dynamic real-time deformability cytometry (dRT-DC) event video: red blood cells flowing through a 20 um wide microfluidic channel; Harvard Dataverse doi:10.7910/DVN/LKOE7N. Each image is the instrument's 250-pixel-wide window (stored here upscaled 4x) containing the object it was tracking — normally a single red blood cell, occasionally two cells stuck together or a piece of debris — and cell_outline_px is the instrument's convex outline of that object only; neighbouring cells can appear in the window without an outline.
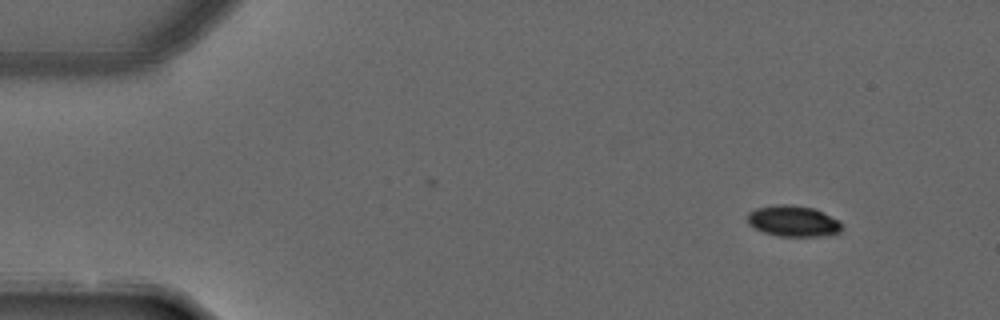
{"species": "common noctule bat (a hibernating species)", "species_latin": "Nyctalus noctula", "temperature_condition": "warm", "stored_images_in_passage": 5, "camera_frame_rate_fps": 3000, "um_per_image_px": 0.085, "animal": {"sex": "male", "forearm_length_mm": 52.5}, "frame": {"image": 1, "passage_image": 1, "time_ms": 0.0, "image_size_px": [1000, 320], "cell_outline_px": [[844, 228], [840, 232], [824, 236], [780, 236], [764, 232], [748, 224], [748, 212], [756, 208], [776, 204], [792, 204], [812, 208], [840, 220]], "centroid_in_image_um": [67.45, 18.79], "position_along_channel_um": 17.6, "area_um2": 17.11}}
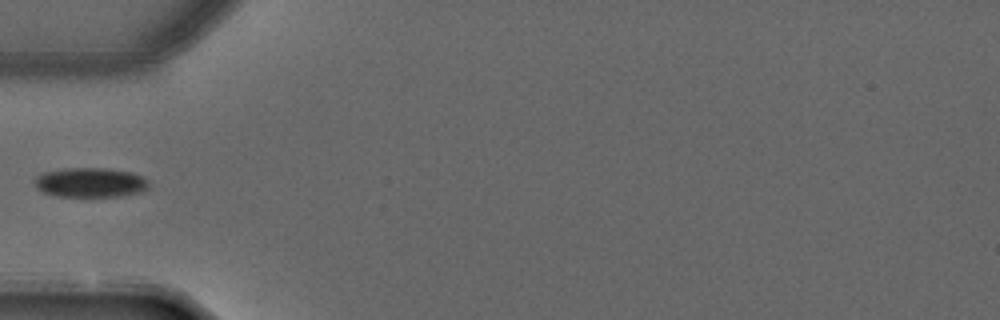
{"frame": {"image": 2, "passage_image": 4, "time_ms": 1.0, "image_size_px": [1000, 320], "cell_outline_px": [[148, 188], [140, 192], [124, 196], [56, 196], [44, 192], [36, 184], [36, 176], [44, 172], [64, 168], [104, 168], [132, 172], [144, 176], [148, 180]], "centroid_in_image_um": [7.74, 15.5], "position_along_channel_um": 77.3, "area_um2": 19.59}}
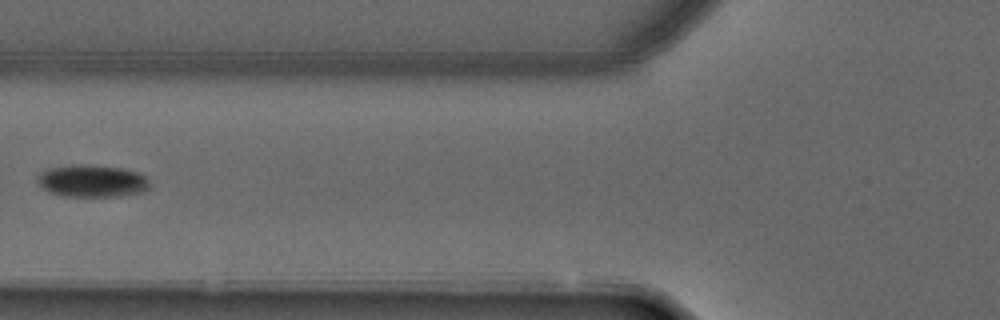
{"frame": {"image": 3, "passage_image": 5, "time_ms": 1.333, "image_size_px": [1000, 320], "cell_outline_px": [[148, 188], [136, 192], [120, 196], [64, 196], [48, 192], [36, 180], [36, 176], [40, 172], [52, 168], [76, 164], [120, 168], [136, 172], [144, 176], [148, 180]], "centroid_in_image_um": [7.76, 15.39], "position_along_channel_um": 118.0, "area_um2": 20.58}}